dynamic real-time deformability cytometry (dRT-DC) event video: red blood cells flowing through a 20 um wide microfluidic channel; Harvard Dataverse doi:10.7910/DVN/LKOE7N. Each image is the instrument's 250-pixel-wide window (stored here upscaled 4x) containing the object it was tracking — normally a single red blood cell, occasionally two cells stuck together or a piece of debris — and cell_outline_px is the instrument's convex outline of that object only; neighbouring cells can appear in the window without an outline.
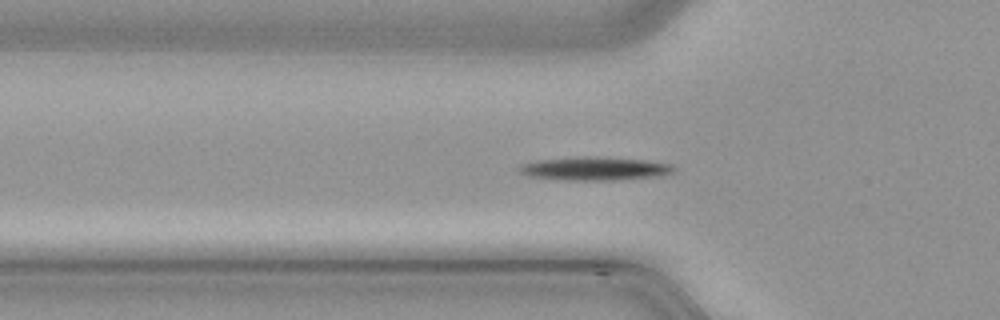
{"species": "common noctule bat (a hibernating species)", "species_latin": "Nyctalus noctula", "temperature_condition": "cold", "stored_images_in_passage": 34, "camera_frame_rate_fps": 3000, "um_per_image_px": 0.085, "animal": {"sex": "male", "body_mass_g": 21.5, "forearm_length_mm": 52.0}, "frame": {"image": 1, "passage_image": 2, "time_ms": 0.333, "image_size_px": [1000, 320], "cell_outline_px": [[676, 168], [672, 172], [660, 176], [616, 180], [568, 180], [528, 176], [520, 172], [516, 168], [520, 164], [540, 160], [644, 160], [672, 164]], "centroid_in_image_um": [50.58, 14.4], "position_along_channel_um": 75.2, "area_um2": 19.42}}
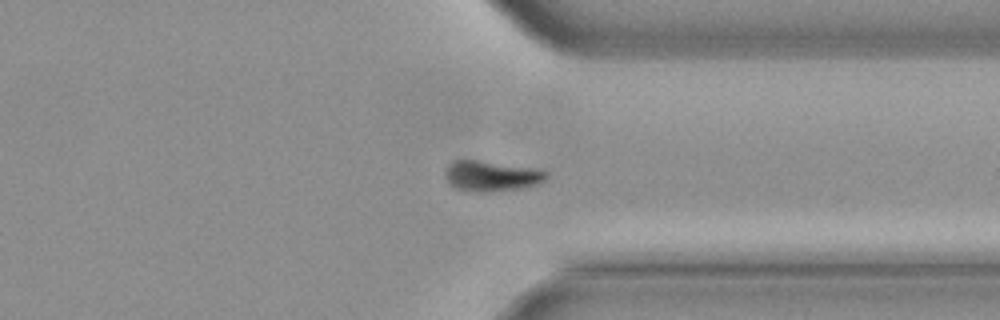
{"frame": {"image": 2, "passage_image": 23, "time_ms": 7.333, "image_size_px": [1000, 320], "cell_outline_px": [[548, 180], [540, 184], [520, 188], [484, 192], [456, 188], [448, 180], [444, 172], [448, 164], [452, 160], [476, 160], [548, 172]], "centroid_in_image_um": [41.76, 14.96], "position_along_channel_um": 369.6, "area_um2": 17.34}}
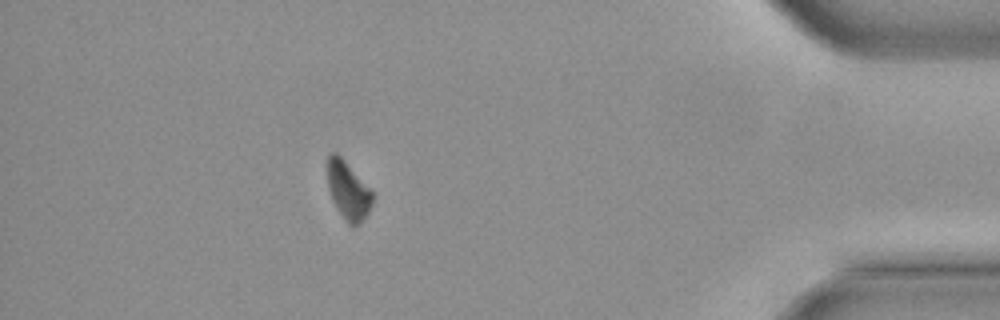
{"frame": {"image": 3, "passage_image": 29, "time_ms": 9.333, "image_size_px": [1000, 320], "cell_outline_px": [[372, 204], [368, 212], [356, 228], [352, 228], [348, 224], [332, 200], [328, 188], [328, 156], [332, 152], [336, 152], [344, 160], [372, 192]], "centroid_in_image_um": [29.58, 16.23], "position_along_channel_um": 405.6, "area_um2": 14.85}}